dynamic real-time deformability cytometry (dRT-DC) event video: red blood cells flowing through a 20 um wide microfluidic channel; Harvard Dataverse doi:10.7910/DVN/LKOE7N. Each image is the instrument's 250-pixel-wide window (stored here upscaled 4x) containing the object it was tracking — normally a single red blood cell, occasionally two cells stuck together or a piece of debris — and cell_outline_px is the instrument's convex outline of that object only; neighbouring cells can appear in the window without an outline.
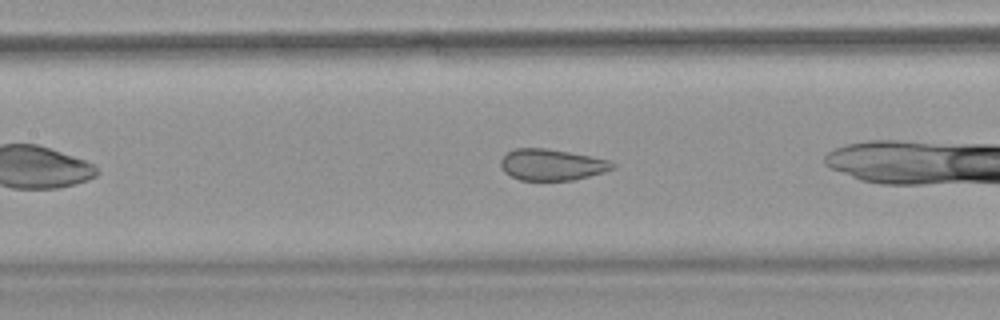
{"species": "common noctule bat (a hibernating species)", "species_latin": "Nyctalus noctula", "temperature_condition": "warm", "stored_images_in_passage": 30, "camera_frame_rate_fps": 3000, "um_per_image_px": 0.085, "animal": {"sex": "female", "body_mass_g": 18.4}, "frame": {"image": 1, "passage_image": 9, "time_ms": 2.667, "image_size_px": [1000, 320], "cell_outline_px": [[616, 168], [604, 172], [572, 180], [520, 180], [504, 172], [500, 164], [500, 160], [512, 148], [544, 148], [568, 152], [608, 160], [616, 164]], "centroid_in_image_um": [46.89, 14.0], "position_along_channel_um": 160.5, "area_um2": 20.23}}